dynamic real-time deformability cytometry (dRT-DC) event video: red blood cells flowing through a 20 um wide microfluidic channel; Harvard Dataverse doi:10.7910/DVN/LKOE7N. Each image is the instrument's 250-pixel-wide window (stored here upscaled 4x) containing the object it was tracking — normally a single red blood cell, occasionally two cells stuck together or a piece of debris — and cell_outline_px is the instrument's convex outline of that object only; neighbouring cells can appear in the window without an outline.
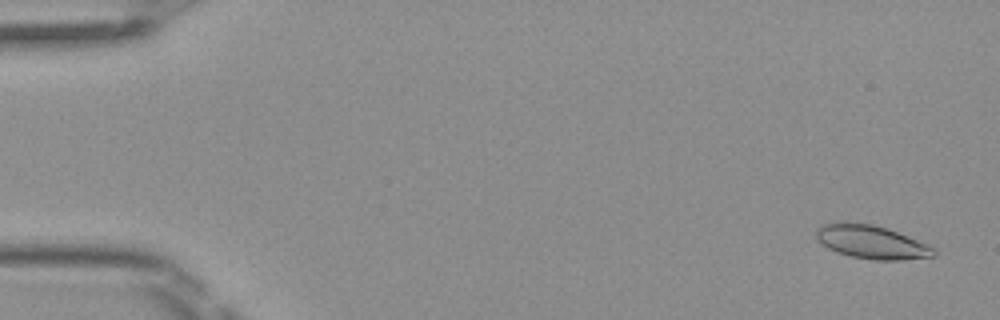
{"species": "Egyptian fruit bat (a non-hibernating species)", "species_latin": "Rousettus aegyptiacus", "temperature_condition": "room temperature", "stored_images_in_passage": 5, "camera_frame_rate_fps": 3000, "um_per_image_px": 0.085, "frame": {"image": 1, "passage_image": 1, "time_ms": 0.0, "image_size_px": [1000, 320], "cell_outline_px": [[936, 256], [900, 260], [876, 260], [852, 256], [836, 252], [828, 248], [816, 236], [816, 232], [820, 224], [836, 220], [844, 220], [872, 224], [888, 228], [936, 248]], "centroid_in_image_um": [74.05, 20.54], "position_along_channel_um": 10.9, "area_um2": 23.18}}
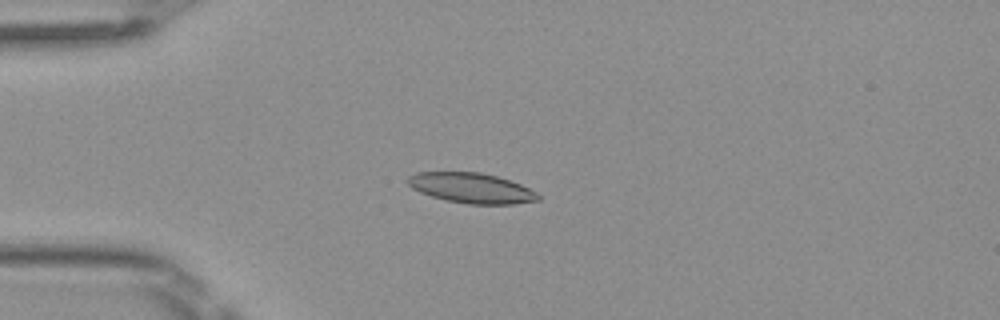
{"frame": {"image": 2, "passage_image": 4, "time_ms": 1.0, "image_size_px": [1000, 320], "cell_outline_px": [[540, 200], [516, 204], [468, 204], [448, 200], [432, 196], [420, 192], [412, 188], [408, 184], [408, 176], [416, 172], [480, 172], [496, 176], [520, 184], [536, 192], [540, 196]], "centroid_in_image_um": [40.08, 15.98], "position_along_channel_um": 44.9, "area_um2": 22.77}}